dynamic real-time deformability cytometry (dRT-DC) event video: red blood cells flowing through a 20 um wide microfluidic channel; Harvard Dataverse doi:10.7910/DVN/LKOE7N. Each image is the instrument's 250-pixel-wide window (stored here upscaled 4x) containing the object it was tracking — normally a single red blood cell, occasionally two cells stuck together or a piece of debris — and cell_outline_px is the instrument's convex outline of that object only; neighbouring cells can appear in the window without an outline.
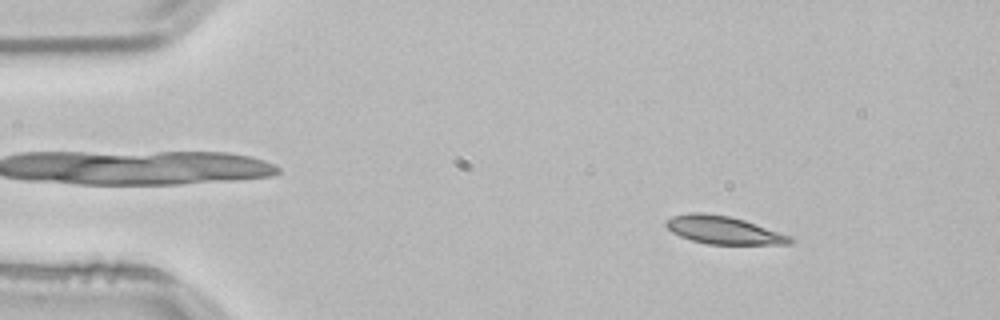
{"species": "common noctule bat (a hibernating species)", "species_latin": "Nyctalus noctula", "temperature_condition": "room temperature", "stored_images_in_passage": 52, "camera_frame_rate_fps": 3000, "um_per_image_px": 0.085, "animal": {"sex": "male", "body_mass_g": 21.5, "forearm_length_mm": 52.0}, "frame": {"image": 1, "passage_image": 6, "time_ms": 1.667, "image_size_px": [1000, 320], "cell_outline_px": [[792, 244], [708, 244], [692, 240], [680, 236], [672, 232], [664, 224], [664, 220], [672, 216], [688, 212], [704, 212], [728, 216], [744, 220], [792, 236]], "centroid_in_image_um": [61.46, 19.54], "position_along_channel_um": 23.5, "area_um2": 20.17}}
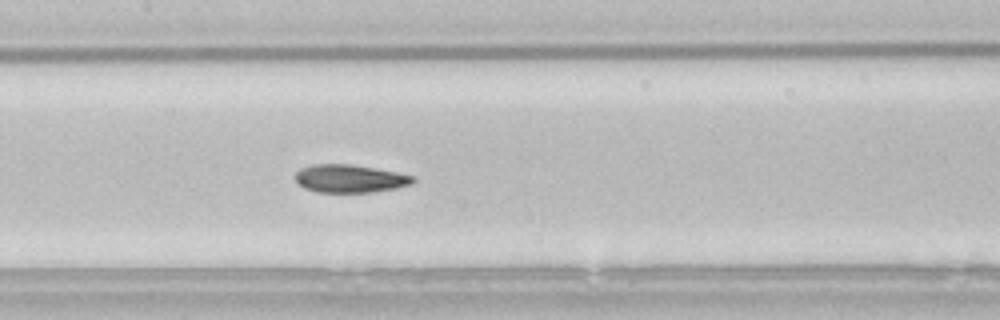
{"frame": {"image": 2, "passage_image": 24, "time_ms": 7.667, "image_size_px": [1000, 320], "cell_outline_px": [[416, 180], [412, 184], [396, 188], [372, 192], [316, 192], [304, 188], [296, 184], [296, 172], [300, 168], [312, 164], [352, 164], [396, 172], [416, 176]], "centroid_in_image_um": [29.73, 15.18], "position_along_channel_um": 177.7, "area_um2": 19.36}}
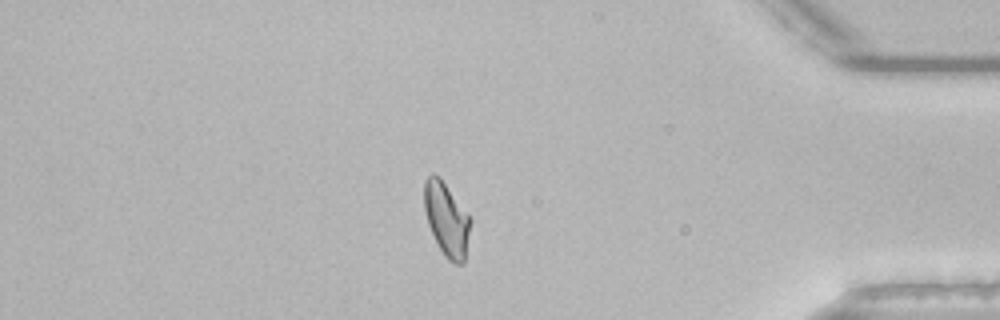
{"frame": {"image": 3, "passage_image": 44, "time_ms": 14.333, "image_size_px": [1000, 320], "cell_outline_px": [[472, 220], [464, 264], [452, 264], [444, 256], [428, 224], [424, 208], [424, 180], [432, 172], [440, 176]], "centroid_in_image_um": [37.96, 18.64], "position_along_channel_um": 397.2, "area_um2": 19.88}, "authors_computed_cell_mechanics": {"area_um2": 19.8832, "velocity_mm_per_s": 3.8242, "shape_relaxation_time_tau1_ms": 8.2291, "shape_relaxation_time_tau2_ms": 3.0262, "deformation_change_tau1": 0.1927, "deformation_change_tau2": 0.0853}}